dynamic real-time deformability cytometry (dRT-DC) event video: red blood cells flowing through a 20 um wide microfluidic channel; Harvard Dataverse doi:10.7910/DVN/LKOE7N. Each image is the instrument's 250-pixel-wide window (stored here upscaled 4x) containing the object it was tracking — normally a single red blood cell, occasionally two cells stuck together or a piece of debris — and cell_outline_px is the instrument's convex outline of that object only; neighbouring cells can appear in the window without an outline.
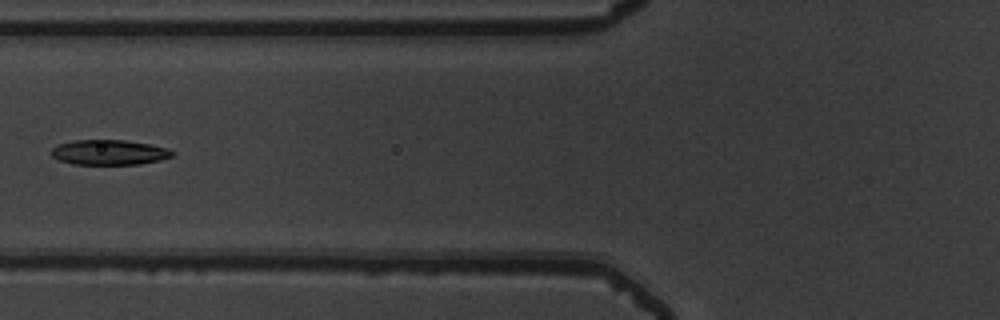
{"species": "common noctule bat (a hibernating species)", "species_latin": "Nyctalus noctula", "temperature_condition": "warm", "stored_images_in_passage": 6, "camera_frame_rate_fps": 3000, "um_per_image_px": 0.085, "animal": {"sex": "male", "body_mass_g": 19.5, "forearm_length_mm": 54.6}, "frame": {"image": 1, "passage_image": 6, "time_ms": 1.667, "image_size_px": [1000, 320], "cell_outline_px": [[172, 156], [160, 160], [140, 164], [72, 164], [60, 160], [52, 156], [52, 148], [60, 144], [72, 140], [124, 140], [148, 144], [168, 148], [172, 152]], "centroid_in_image_um": [9.27, 12.95], "position_along_channel_um": 116.5, "area_um2": 17.46}}